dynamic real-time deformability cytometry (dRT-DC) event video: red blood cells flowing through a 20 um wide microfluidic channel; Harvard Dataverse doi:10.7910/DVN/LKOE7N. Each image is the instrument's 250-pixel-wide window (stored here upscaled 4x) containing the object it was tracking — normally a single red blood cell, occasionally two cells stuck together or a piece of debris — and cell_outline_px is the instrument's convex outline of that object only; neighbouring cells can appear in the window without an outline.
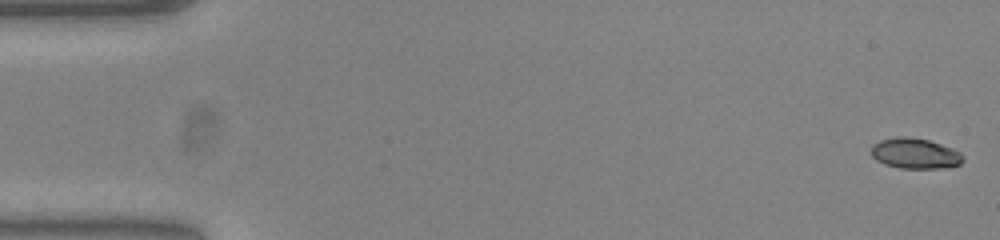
{"species": "common noctule bat (a hibernating species)", "species_latin": "Nyctalus noctula", "temperature_condition": "warm", "stored_images_in_passage": 53, "camera_frame_rate_fps": 3000, "um_per_image_px": 0.085, "animal": {"sex": "female", "body_mass_g": 23.0, "forearm_length_mm": 53.4}, "frame": {"image": 1, "passage_image": 1, "time_ms": 0.0, "image_size_px": [1000, 240], "cell_outline_px": [[964, 160], [960, 164], [940, 168], [900, 168], [884, 164], [876, 160], [872, 156], [872, 144], [880, 140], [896, 136], [904, 136], [928, 140], [952, 148], [960, 152], [964, 156]], "centroid_in_image_um": [77.77, 13.04], "position_along_channel_um": 7.2, "area_um2": 16.3}}
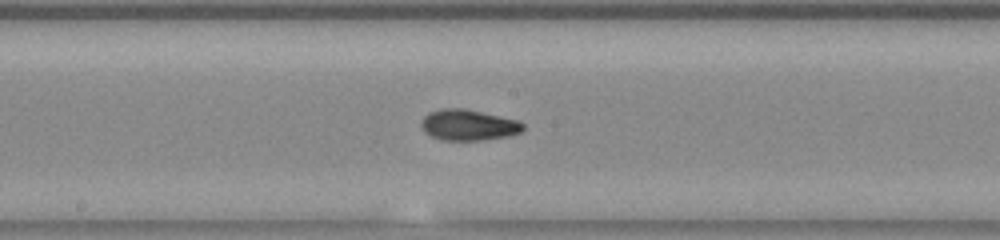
{"frame": {"image": 2, "passage_image": 28, "time_ms": 9.0, "image_size_px": [1000, 240], "cell_outline_px": [[524, 128], [520, 132], [508, 136], [484, 140], [440, 140], [424, 132], [420, 124], [420, 120], [428, 112], [440, 108], [464, 108], [516, 120], [524, 124]], "centroid_in_image_um": [39.76, 10.62], "position_along_channel_um": 208.4, "area_um2": 18.38}}
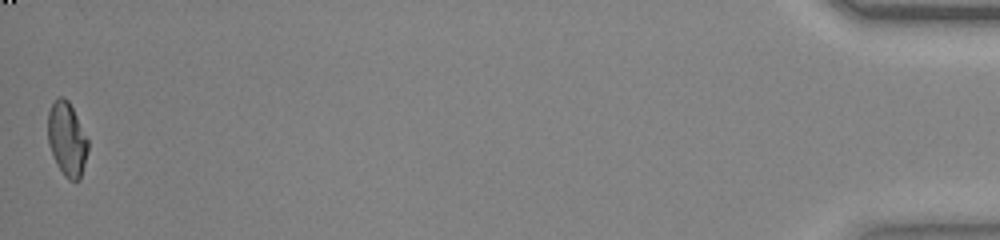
{"frame": {"image": 3, "passage_image": 53, "time_ms": 17.333, "image_size_px": [1000, 240], "cell_outline_px": [[88, 152], [80, 180], [68, 180], [64, 176], [48, 144], [48, 112], [52, 104], [60, 96], [64, 96], [68, 100], [88, 140]], "centroid_in_image_um": [5.7, 11.83], "position_along_channel_um": 429.5, "area_um2": 16.99}, "authors_computed_cell_mechanics": {"area_um2": 17.4556, "velocity_mm_per_s": 3.8518, "shape_relaxation_time_tau1_ms": 5.5125, "shape_relaxation_time_tau2_ms": 1.7499, "deformation_change_tau1": 0.1993, "deformation_change_tau2": 0.0642}}